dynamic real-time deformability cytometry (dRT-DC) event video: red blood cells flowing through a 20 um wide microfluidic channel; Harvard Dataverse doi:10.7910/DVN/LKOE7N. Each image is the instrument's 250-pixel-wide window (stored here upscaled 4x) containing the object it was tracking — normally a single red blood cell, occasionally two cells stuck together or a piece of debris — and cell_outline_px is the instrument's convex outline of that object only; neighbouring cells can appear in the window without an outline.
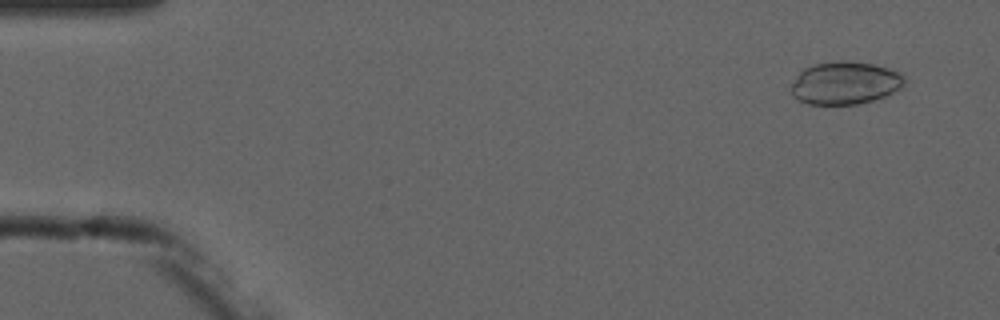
{"species": "common noctule bat (a hibernating species)", "species_latin": "Nyctalus noctula", "temperature_condition": "cold", "stored_images_in_passage": 6, "camera_frame_rate_fps": 3000, "um_per_image_px": 0.085, "animal": {"sex": "male", "forearm_length_mm": 52.5}, "frame": {"image": 1, "passage_image": 1, "time_ms": 0.0, "image_size_px": [1000, 320], "cell_outline_px": [[904, 84], [900, 88], [888, 96], [856, 104], [808, 104], [792, 96], [792, 84], [796, 76], [804, 68], [812, 64], [836, 60], [848, 60], [872, 64], [888, 68], [900, 72], [904, 76]], "centroid_in_image_um": [71.83, 7.04], "position_along_channel_um": 13.2, "area_um2": 28.38}}
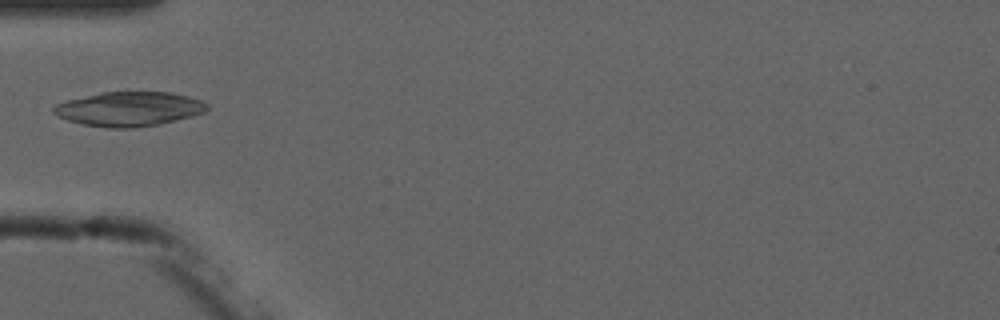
{"frame": {"image": 2, "passage_image": 5, "time_ms": 4.667, "image_size_px": [1000, 320], "cell_outline_px": [[208, 108], [204, 112], [192, 116], [160, 124], [132, 128], [108, 128], [84, 124], [68, 120], [52, 112], [52, 108], [56, 104], [68, 100], [100, 92], [172, 92], [188, 96], [200, 100], [208, 104]], "centroid_in_image_um": [10.99, 9.26], "position_along_channel_um": 74.0, "area_um2": 30.63}}
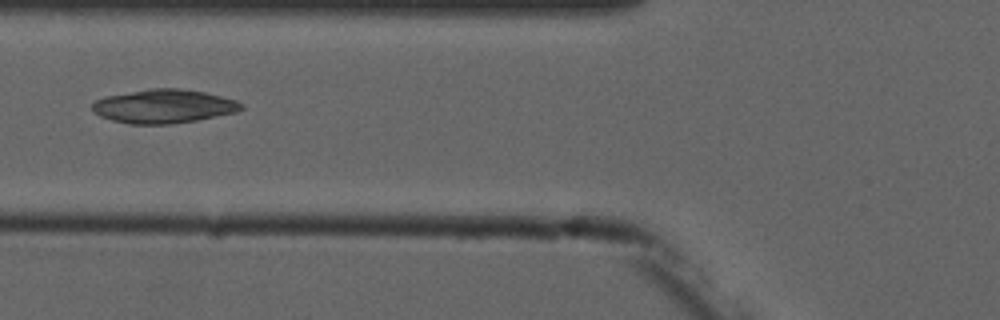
{"frame": {"image": 3, "passage_image": 6, "time_ms": 5.667, "image_size_px": [1000, 320], "cell_outline_px": [[244, 108], [236, 112], [196, 120], [172, 124], [128, 124], [112, 120], [100, 116], [92, 108], [92, 104], [96, 100], [104, 96], [148, 88], [180, 88], [204, 92], [236, 100], [244, 104]], "centroid_in_image_um": [13.91, 9.03], "position_along_channel_um": 111.9, "area_um2": 29.36}}